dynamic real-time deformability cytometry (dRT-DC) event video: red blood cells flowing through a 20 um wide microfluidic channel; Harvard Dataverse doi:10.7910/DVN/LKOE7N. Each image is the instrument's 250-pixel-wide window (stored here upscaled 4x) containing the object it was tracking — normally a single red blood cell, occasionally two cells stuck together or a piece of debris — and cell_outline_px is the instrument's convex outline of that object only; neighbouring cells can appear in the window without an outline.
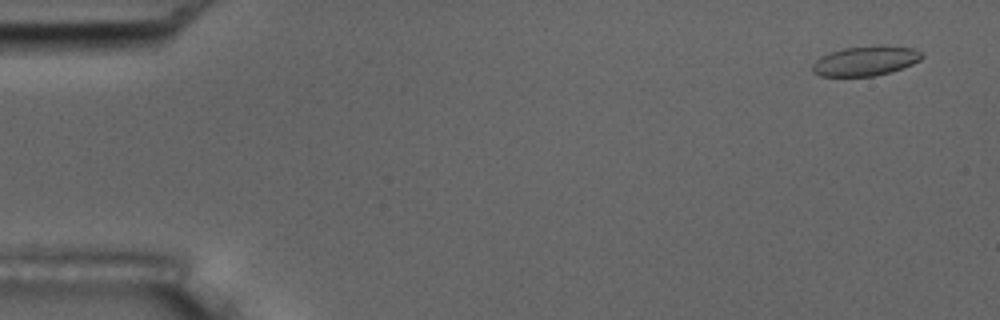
{"species": "common noctule bat (a hibernating species)", "species_latin": "Nyctalus noctula", "temperature_condition": "room temperature", "stored_images_in_passage": 4, "camera_frame_rate_fps": 3000, "um_per_image_px": 0.085, "animal": {"sex": "male", "body_mass_g": 17.5, "forearm_length_mm": 52.3}, "frame": {"image": 1, "passage_image": 1, "time_ms": 0.0, "image_size_px": [1000, 320], "cell_outline_px": [[924, 56], [920, 60], [912, 64], [888, 72], [872, 76], [820, 76], [812, 72], [812, 64], [820, 56], [844, 48], [916, 48]], "centroid_in_image_um": [73.5, 5.22], "position_along_channel_um": 11.5, "area_um2": 17.98}}